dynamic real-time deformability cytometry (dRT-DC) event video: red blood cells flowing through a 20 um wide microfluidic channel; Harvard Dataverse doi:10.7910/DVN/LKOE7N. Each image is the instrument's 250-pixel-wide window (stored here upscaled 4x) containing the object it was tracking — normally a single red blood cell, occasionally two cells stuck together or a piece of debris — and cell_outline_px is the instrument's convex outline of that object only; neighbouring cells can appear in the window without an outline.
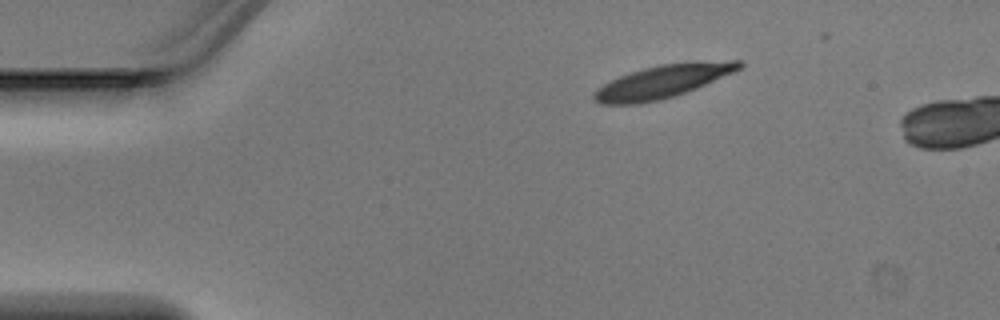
{"species": "Egyptian fruit bat (a non-hibernating species)", "species_latin": "Rousettus aegyptiacus", "temperature_condition": "warm", "stored_images_in_passage": 3, "camera_frame_rate_fps": 3000, "um_per_image_px": 0.085, "animal": {"sex": "male"}, "frame": {"image": 1, "passage_image": 1, "time_ms": 0.0, "image_size_px": [1000, 320], "cell_outline_px": [[744, 64], [740, 68], [732, 72], [696, 88], [660, 100], [640, 104], [600, 104], [592, 100], [592, 96], [596, 88], [620, 76], [644, 68], [660, 64], [688, 60], [744, 60]], "centroid_in_image_um": [56.34, 6.9], "position_along_channel_um": 28.7, "area_um2": 28.09}}